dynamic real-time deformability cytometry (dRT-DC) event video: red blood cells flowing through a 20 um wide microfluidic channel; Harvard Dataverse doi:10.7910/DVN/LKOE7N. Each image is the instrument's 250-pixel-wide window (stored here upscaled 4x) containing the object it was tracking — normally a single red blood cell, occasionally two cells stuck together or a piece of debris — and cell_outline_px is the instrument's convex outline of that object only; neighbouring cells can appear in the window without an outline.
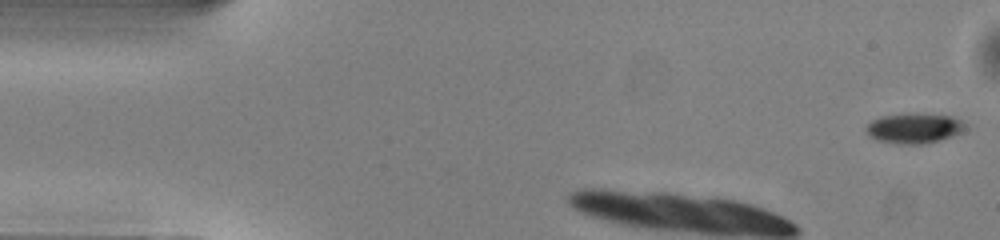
{"species": "common noctule bat (a hibernating species)", "species_latin": "Nyctalus noctula", "temperature_condition": "warm", "stored_images_in_passage": 28, "camera_frame_rate_fps": 3000, "um_per_image_px": 0.085, "animal": {"sex": "male", "body_mass_g": 13.0, "forearm_length_mm": 53.1}, "frame": {"image": 1, "passage_image": 1, "time_ms": 0.0, "image_size_px": [1000, 240], "cell_outline_px": [[964, 128], [960, 132], [952, 136], [940, 140], [924, 144], [896, 144], [876, 140], [868, 136], [864, 128], [872, 120], [880, 116], [952, 116], [960, 120], [964, 124]], "centroid_in_image_um": [77.63, 10.96], "position_along_channel_um": 7.4, "area_um2": 16.65}}
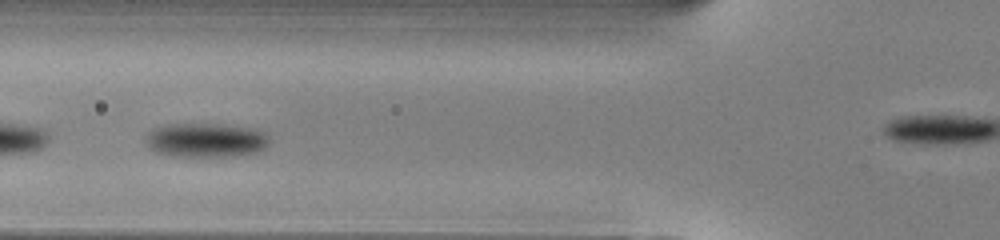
{"frame": {"image": 2, "passage_image": 13, "time_ms": 4.0, "image_size_px": [1000, 240], "cell_outline_px": [[268, 144], [264, 148], [256, 152], [232, 156], [172, 156], [156, 152], [148, 144], [148, 132], [156, 128], [172, 124], [216, 124], [256, 128], [264, 132], [268, 136]], "centroid_in_image_um": [17.55, 11.91], "position_along_channel_um": 108.2, "area_um2": 24.28}}
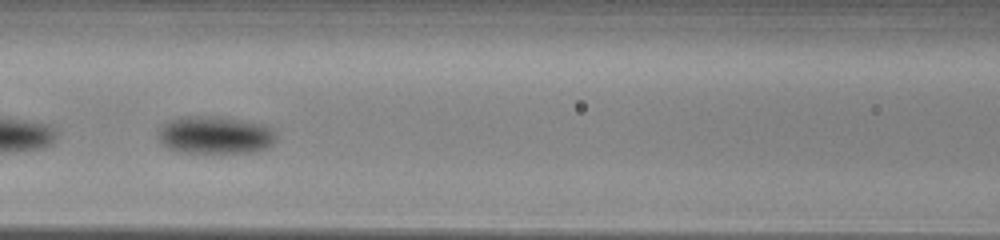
{"frame": {"image": 3, "passage_image": 16, "time_ms": 5.0, "image_size_px": [1000, 240], "cell_outline_px": [[276, 140], [272, 144], [264, 148], [252, 152], [180, 152], [168, 148], [156, 136], [156, 132], [168, 120], [180, 116], [220, 116], [260, 124], [272, 128], [276, 132]], "centroid_in_image_um": [18.25, 11.46], "position_along_channel_um": 148.4, "area_um2": 25.89}}